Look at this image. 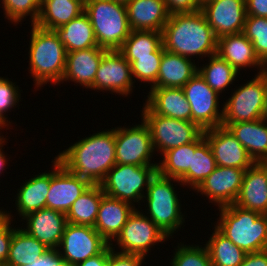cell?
I'll use <instances>...</instances> for the list:
<instances>
[{
  "label": "cell",
  "mask_w": 267,
  "mask_h": 266,
  "mask_svg": "<svg viewBox=\"0 0 267 266\" xmlns=\"http://www.w3.org/2000/svg\"><path fill=\"white\" fill-rule=\"evenodd\" d=\"M54 31L67 53L98 46L92 24L85 12Z\"/></svg>",
  "instance_id": "4dcf8cb0"
},
{
  "label": "cell",
  "mask_w": 267,
  "mask_h": 266,
  "mask_svg": "<svg viewBox=\"0 0 267 266\" xmlns=\"http://www.w3.org/2000/svg\"><path fill=\"white\" fill-rule=\"evenodd\" d=\"M3 208L2 213H0V265H4L6 263L10 243L12 239V224L14 222L11 211H5Z\"/></svg>",
  "instance_id": "7bdbcfd3"
},
{
  "label": "cell",
  "mask_w": 267,
  "mask_h": 266,
  "mask_svg": "<svg viewBox=\"0 0 267 266\" xmlns=\"http://www.w3.org/2000/svg\"><path fill=\"white\" fill-rule=\"evenodd\" d=\"M75 266H108V246L101 253L92 256Z\"/></svg>",
  "instance_id": "681fc988"
},
{
  "label": "cell",
  "mask_w": 267,
  "mask_h": 266,
  "mask_svg": "<svg viewBox=\"0 0 267 266\" xmlns=\"http://www.w3.org/2000/svg\"><path fill=\"white\" fill-rule=\"evenodd\" d=\"M5 136L4 135H0V175H2V173H4L3 170H6L5 169V166L6 164L8 165V161H10L9 156H7V154L5 155L4 153V150L5 149L3 146H5L7 143V141L5 140H8L6 139V137L4 138ZM9 159V160H8Z\"/></svg>",
  "instance_id": "f907efd6"
},
{
  "label": "cell",
  "mask_w": 267,
  "mask_h": 266,
  "mask_svg": "<svg viewBox=\"0 0 267 266\" xmlns=\"http://www.w3.org/2000/svg\"><path fill=\"white\" fill-rule=\"evenodd\" d=\"M3 129V130H2ZM4 131V127L0 124V131ZM2 131L0 132V135H2Z\"/></svg>",
  "instance_id": "9f6ffc18"
},
{
  "label": "cell",
  "mask_w": 267,
  "mask_h": 266,
  "mask_svg": "<svg viewBox=\"0 0 267 266\" xmlns=\"http://www.w3.org/2000/svg\"><path fill=\"white\" fill-rule=\"evenodd\" d=\"M162 44V32L131 30L119 51L131 64L138 57L152 56Z\"/></svg>",
  "instance_id": "8d00e7d4"
},
{
  "label": "cell",
  "mask_w": 267,
  "mask_h": 266,
  "mask_svg": "<svg viewBox=\"0 0 267 266\" xmlns=\"http://www.w3.org/2000/svg\"><path fill=\"white\" fill-rule=\"evenodd\" d=\"M103 195L100 184H91L66 213L67 223L94 227Z\"/></svg>",
  "instance_id": "1f68e13d"
},
{
  "label": "cell",
  "mask_w": 267,
  "mask_h": 266,
  "mask_svg": "<svg viewBox=\"0 0 267 266\" xmlns=\"http://www.w3.org/2000/svg\"><path fill=\"white\" fill-rule=\"evenodd\" d=\"M168 239L170 240L149 217L144 215L139 208H135L110 246L119 253L147 257L151 248L158 246V243H165ZM113 242L117 244L114 245Z\"/></svg>",
  "instance_id": "30bf717a"
},
{
  "label": "cell",
  "mask_w": 267,
  "mask_h": 266,
  "mask_svg": "<svg viewBox=\"0 0 267 266\" xmlns=\"http://www.w3.org/2000/svg\"><path fill=\"white\" fill-rule=\"evenodd\" d=\"M84 12L92 24L98 46L119 50L131 32L126 6L112 0H86Z\"/></svg>",
  "instance_id": "8992f818"
},
{
  "label": "cell",
  "mask_w": 267,
  "mask_h": 266,
  "mask_svg": "<svg viewBox=\"0 0 267 266\" xmlns=\"http://www.w3.org/2000/svg\"><path fill=\"white\" fill-rule=\"evenodd\" d=\"M108 245L94 227L67 223L56 251L63 261L76 265L101 253Z\"/></svg>",
  "instance_id": "4fadbf2b"
},
{
  "label": "cell",
  "mask_w": 267,
  "mask_h": 266,
  "mask_svg": "<svg viewBox=\"0 0 267 266\" xmlns=\"http://www.w3.org/2000/svg\"><path fill=\"white\" fill-rule=\"evenodd\" d=\"M31 27L27 69L31 74L29 76L34 78V88L39 90L49 82L60 86L67 58L65 46L54 30L43 29L35 24H31Z\"/></svg>",
  "instance_id": "3957f363"
},
{
  "label": "cell",
  "mask_w": 267,
  "mask_h": 266,
  "mask_svg": "<svg viewBox=\"0 0 267 266\" xmlns=\"http://www.w3.org/2000/svg\"><path fill=\"white\" fill-rule=\"evenodd\" d=\"M203 134L210 145L217 166L246 170L255 163L227 127L221 125L207 129Z\"/></svg>",
  "instance_id": "ac0fdd59"
},
{
  "label": "cell",
  "mask_w": 267,
  "mask_h": 266,
  "mask_svg": "<svg viewBox=\"0 0 267 266\" xmlns=\"http://www.w3.org/2000/svg\"><path fill=\"white\" fill-rule=\"evenodd\" d=\"M141 118L148 125L155 153L164 152L194 142L203 130L194 122L164 117L152 113L144 104Z\"/></svg>",
  "instance_id": "ba28073f"
},
{
  "label": "cell",
  "mask_w": 267,
  "mask_h": 266,
  "mask_svg": "<svg viewBox=\"0 0 267 266\" xmlns=\"http://www.w3.org/2000/svg\"><path fill=\"white\" fill-rule=\"evenodd\" d=\"M143 103L152 113L191 121V107L182 88H150Z\"/></svg>",
  "instance_id": "7402d4cb"
},
{
  "label": "cell",
  "mask_w": 267,
  "mask_h": 266,
  "mask_svg": "<svg viewBox=\"0 0 267 266\" xmlns=\"http://www.w3.org/2000/svg\"><path fill=\"white\" fill-rule=\"evenodd\" d=\"M214 226L246 253L267 249V219L264 214L235 204L217 208ZM216 224V225H215Z\"/></svg>",
  "instance_id": "5b68a950"
},
{
  "label": "cell",
  "mask_w": 267,
  "mask_h": 266,
  "mask_svg": "<svg viewBox=\"0 0 267 266\" xmlns=\"http://www.w3.org/2000/svg\"><path fill=\"white\" fill-rule=\"evenodd\" d=\"M167 10L172 13L196 12L201 5L196 0H164Z\"/></svg>",
  "instance_id": "f6af8a7d"
},
{
  "label": "cell",
  "mask_w": 267,
  "mask_h": 266,
  "mask_svg": "<svg viewBox=\"0 0 267 266\" xmlns=\"http://www.w3.org/2000/svg\"><path fill=\"white\" fill-rule=\"evenodd\" d=\"M247 16L267 18V0H245Z\"/></svg>",
  "instance_id": "7dc6e473"
},
{
  "label": "cell",
  "mask_w": 267,
  "mask_h": 266,
  "mask_svg": "<svg viewBox=\"0 0 267 266\" xmlns=\"http://www.w3.org/2000/svg\"><path fill=\"white\" fill-rule=\"evenodd\" d=\"M164 49L193 60L201 61L217 52V38L204 13H172L162 31ZM203 58V59H202Z\"/></svg>",
  "instance_id": "7a4b0ae2"
},
{
  "label": "cell",
  "mask_w": 267,
  "mask_h": 266,
  "mask_svg": "<svg viewBox=\"0 0 267 266\" xmlns=\"http://www.w3.org/2000/svg\"><path fill=\"white\" fill-rule=\"evenodd\" d=\"M136 206L117 198L103 195L94 229L110 244L121 232Z\"/></svg>",
  "instance_id": "603a6c76"
},
{
  "label": "cell",
  "mask_w": 267,
  "mask_h": 266,
  "mask_svg": "<svg viewBox=\"0 0 267 266\" xmlns=\"http://www.w3.org/2000/svg\"><path fill=\"white\" fill-rule=\"evenodd\" d=\"M164 50L162 44L152 53V56L138 57L137 60L130 64L134 82L141 81L144 84L148 83L150 88L156 83Z\"/></svg>",
  "instance_id": "f35d334b"
},
{
  "label": "cell",
  "mask_w": 267,
  "mask_h": 266,
  "mask_svg": "<svg viewBox=\"0 0 267 266\" xmlns=\"http://www.w3.org/2000/svg\"><path fill=\"white\" fill-rule=\"evenodd\" d=\"M6 77H0V124L9 130L12 121L8 120V112L19 106L21 91L16 82ZM18 104V105H17ZM17 105V106H16ZM7 112V113H6ZM6 114V115H5ZM10 126V127H9ZM8 127V128H7Z\"/></svg>",
  "instance_id": "b9f144b4"
},
{
  "label": "cell",
  "mask_w": 267,
  "mask_h": 266,
  "mask_svg": "<svg viewBox=\"0 0 267 266\" xmlns=\"http://www.w3.org/2000/svg\"><path fill=\"white\" fill-rule=\"evenodd\" d=\"M84 12V0H41L35 25L55 30Z\"/></svg>",
  "instance_id": "f1b7e54d"
},
{
  "label": "cell",
  "mask_w": 267,
  "mask_h": 266,
  "mask_svg": "<svg viewBox=\"0 0 267 266\" xmlns=\"http://www.w3.org/2000/svg\"><path fill=\"white\" fill-rule=\"evenodd\" d=\"M112 1L126 5L130 0H112Z\"/></svg>",
  "instance_id": "db71d44e"
},
{
  "label": "cell",
  "mask_w": 267,
  "mask_h": 266,
  "mask_svg": "<svg viewBox=\"0 0 267 266\" xmlns=\"http://www.w3.org/2000/svg\"><path fill=\"white\" fill-rule=\"evenodd\" d=\"M115 127L116 164L137 166H158L152 161L155 151L148 125L141 118V124L132 127Z\"/></svg>",
  "instance_id": "8fae6325"
},
{
  "label": "cell",
  "mask_w": 267,
  "mask_h": 266,
  "mask_svg": "<svg viewBox=\"0 0 267 266\" xmlns=\"http://www.w3.org/2000/svg\"><path fill=\"white\" fill-rule=\"evenodd\" d=\"M216 161L208 141L205 139L192 153L191 167L179 178L183 187L195 190L216 168Z\"/></svg>",
  "instance_id": "d590c367"
},
{
  "label": "cell",
  "mask_w": 267,
  "mask_h": 266,
  "mask_svg": "<svg viewBox=\"0 0 267 266\" xmlns=\"http://www.w3.org/2000/svg\"><path fill=\"white\" fill-rule=\"evenodd\" d=\"M145 259L138 254L119 253L108 245V266H142L146 264Z\"/></svg>",
  "instance_id": "ee69618b"
},
{
  "label": "cell",
  "mask_w": 267,
  "mask_h": 266,
  "mask_svg": "<svg viewBox=\"0 0 267 266\" xmlns=\"http://www.w3.org/2000/svg\"><path fill=\"white\" fill-rule=\"evenodd\" d=\"M201 6L209 0H196Z\"/></svg>",
  "instance_id": "11a10c76"
},
{
  "label": "cell",
  "mask_w": 267,
  "mask_h": 266,
  "mask_svg": "<svg viewBox=\"0 0 267 266\" xmlns=\"http://www.w3.org/2000/svg\"><path fill=\"white\" fill-rule=\"evenodd\" d=\"M262 119L267 123V85H266L265 95H264V107L262 111Z\"/></svg>",
  "instance_id": "816d5d0a"
},
{
  "label": "cell",
  "mask_w": 267,
  "mask_h": 266,
  "mask_svg": "<svg viewBox=\"0 0 267 266\" xmlns=\"http://www.w3.org/2000/svg\"><path fill=\"white\" fill-rule=\"evenodd\" d=\"M20 220L27 222L22 229L29 235L49 249L56 250L58 248L67 224L66 214L50 208H42L27 214Z\"/></svg>",
  "instance_id": "d6986e66"
},
{
  "label": "cell",
  "mask_w": 267,
  "mask_h": 266,
  "mask_svg": "<svg viewBox=\"0 0 267 266\" xmlns=\"http://www.w3.org/2000/svg\"><path fill=\"white\" fill-rule=\"evenodd\" d=\"M28 266H75V265L63 261L56 250L49 249L37 261H34L32 264Z\"/></svg>",
  "instance_id": "bcb514c9"
},
{
  "label": "cell",
  "mask_w": 267,
  "mask_h": 266,
  "mask_svg": "<svg viewBox=\"0 0 267 266\" xmlns=\"http://www.w3.org/2000/svg\"><path fill=\"white\" fill-rule=\"evenodd\" d=\"M48 250V247L23 230L22 226L18 228L12 224L9 254L3 266H28Z\"/></svg>",
  "instance_id": "f546056e"
},
{
  "label": "cell",
  "mask_w": 267,
  "mask_h": 266,
  "mask_svg": "<svg viewBox=\"0 0 267 266\" xmlns=\"http://www.w3.org/2000/svg\"><path fill=\"white\" fill-rule=\"evenodd\" d=\"M196 73L195 60L164 50L157 81L151 88H182Z\"/></svg>",
  "instance_id": "4316f807"
},
{
  "label": "cell",
  "mask_w": 267,
  "mask_h": 266,
  "mask_svg": "<svg viewBox=\"0 0 267 266\" xmlns=\"http://www.w3.org/2000/svg\"><path fill=\"white\" fill-rule=\"evenodd\" d=\"M157 172V166L115 164L100 186L105 195L129 202L133 206L137 204L140 208L149 183Z\"/></svg>",
  "instance_id": "52a82bcc"
},
{
  "label": "cell",
  "mask_w": 267,
  "mask_h": 266,
  "mask_svg": "<svg viewBox=\"0 0 267 266\" xmlns=\"http://www.w3.org/2000/svg\"><path fill=\"white\" fill-rule=\"evenodd\" d=\"M51 162V184L46 198V208L66 214L91 183L70 172L56 157Z\"/></svg>",
  "instance_id": "9a60e30c"
},
{
  "label": "cell",
  "mask_w": 267,
  "mask_h": 266,
  "mask_svg": "<svg viewBox=\"0 0 267 266\" xmlns=\"http://www.w3.org/2000/svg\"><path fill=\"white\" fill-rule=\"evenodd\" d=\"M77 141L55 157L70 172L91 184H100L116 164L115 126Z\"/></svg>",
  "instance_id": "6da1fadb"
},
{
  "label": "cell",
  "mask_w": 267,
  "mask_h": 266,
  "mask_svg": "<svg viewBox=\"0 0 267 266\" xmlns=\"http://www.w3.org/2000/svg\"><path fill=\"white\" fill-rule=\"evenodd\" d=\"M23 184V185H22ZM51 184V170L40 172L21 183L15 197L16 214L22 219L27 214L46 208Z\"/></svg>",
  "instance_id": "484cf974"
},
{
  "label": "cell",
  "mask_w": 267,
  "mask_h": 266,
  "mask_svg": "<svg viewBox=\"0 0 267 266\" xmlns=\"http://www.w3.org/2000/svg\"><path fill=\"white\" fill-rule=\"evenodd\" d=\"M246 170L233 167L216 166L215 170L205 178L194 190L205 196L209 203L218 208L234 204L242 185Z\"/></svg>",
  "instance_id": "2e32d148"
},
{
  "label": "cell",
  "mask_w": 267,
  "mask_h": 266,
  "mask_svg": "<svg viewBox=\"0 0 267 266\" xmlns=\"http://www.w3.org/2000/svg\"><path fill=\"white\" fill-rule=\"evenodd\" d=\"M174 248L170 266H213L205 245L180 242Z\"/></svg>",
  "instance_id": "ab89813d"
},
{
  "label": "cell",
  "mask_w": 267,
  "mask_h": 266,
  "mask_svg": "<svg viewBox=\"0 0 267 266\" xmlns=\"http://www.w3.org/2000/svg\"><path fill=\"white\" fill-rule=\"evenodd\" d=\"M125 6L131 30L162 32L170 16L164 0H130Z\"/></svg>",
  "instance_id": "cb8c5ba5"
},
{
  "label": "cell",
  "mask_w": 267,
  "mask_h": 266,
  "mask_svg": "<svg viewBox=\"0 0 267 266\" xmlns=\"http://www.w3.org/2000/svg\"><path fill=\"white\" fill-rule=\"evenodd\" d=\"M211 236L205 242L213 266H239L246 252L237 247L215 226Z\"/></svg>",
  "instance_id": "e575fe53"
},
{
  "label": "cell",
  "mask_w": 267,
  "mask_h": 266,
  "mask_svg": "<svg viewBox=\"0 0 267 266\" xmlns=\"http://www.w3.org/2000/svg\"><path fill=\"white\" fill-rule=\"evenodd\" d=\"M265 171L267 175V158L257 162Z\"/></svg>",
  "instance_id": "f5cc1de1"
},
{
  "label": "cell",
  "mask_w": 267,
  "mask_h": 266,
  "mask_svg": "<svg viewBox=\"0 0 267 266\" xmlns=\"http://www.w3.org/2000/svg\"><path fill=\"white\" fill-rule=\"evenodd\" d=\"M247 83L234 88L231 96L223 100L222 124L246 122L262 118L267 71L256 74Z\"/></svg>",
  "instance_id": "9c48e42d"
},
{
  "label": "cell",
  "mask_w": 267,
  "mask_h": 266,
  "mask_svg": "<svg viewBox=\"0 0 267 266\" xmlns=\"http://www.w3.org/2000/svg\"><path fill=\"white\" fill-rule=\"evenodd\" d=\"M222 126L231 131L255 163L267 158V123L262 118Z\"/></svg>",
  "instance_id": "83f0119b"
},
{
  "label": "cell",
  "mask_w": 267,
  "mask_h": 266,
  "mask_svg": "<svg viewBox=\"0 0 267 266\" xmlns=\"http://www.w3.org/2000/svg\"><path fill=\"white\" fill-rule=\"evenodd\" d=\"M183 184L177 178L165 177L158 172L151 179L142 202L147 208H140L144 215L169 238H173L185 223V213L182 212V204L179 194L175 190ZM175 185H174V184ZM179 197V198H178ZM147 210V211H146ZM146 212V213H145Z\"/></svg>",
  "instance_id": "277c9868"
},
{
  "label": "cell",
  "mask_w": 267,
  "mask_h": 266,
  "mask_svg": "<svg viewBox=\"0 0 267 266\" xmlns=\"http://www.w3.org/2000/svg\"><path fill=\"white\" fill-rule=\"evenodd\" d=\"M206 62L203 66L198 64V73L219 95L227 91V88L229 90L228 86L234 85L235 79L239 78L240 73L218 54L209 56Z\"/></svg>",
  "instance_id": "d6a6232c"
},
{
  "label": "cell",
  "mask_w": 267,
  "mask_h": 266,
  "mask_svg": "<svg viewBox=\"0 0 267 266\" xmlns=\"http://www.w3.org/2000/svg\"><path fill=\"white\" fill-rule=\"evenodd\" d=\"M242 33L252 42L256 55L267 66V18L246 16Z\"/></svg>",
  "instance_id": "60d3db41"
},
{
  "label": "cell",
  "mask_w": 267,
  "mask_h": 266,
  "mask_svg": "<svg viewBox=\"0 0 267 266\" xmlns=\"http://www.w3.org/2000/svg\"><path fill=\"white\" fill-rule=\"evenodd\" d=\"M185 97L191 107V122L203 131L222 125L223 104L220 109V95L211 89L206 81L196 73L183 87Z\"/></svg>",
  "instance_id": "7c38bea8"
},
{
  "label": "cell",
  "mask_w": 267,
  "mask_h": 266,
  "mask_svg": "<svg viewBox=\"0 0 267 266\" xmlns=\"http://www.w3.org/2000/svg\"><path fill=\"white\" fill-rule=\"evenodd\" d=\"M239 266H267V249L259 252L247 253Z\"/></svg>",
  "instance_id": "c3c4849f"
},
{
  "label": "cell",
  "mask_w": 267,
  "mask_h": 266,
  "mask_svg": "<svg viewBox=\"0 0 267 266\" xmlns=\"http://www.w3.org/2000/svg\"><path fill=\"white\" fill-rule=\"evenodd\" d=\"M201 11L217 39L243 31L247 16L245 0H209Z\"/></svg>",
  "instance_id": "e0dca14e"
},
{
  "label": "cell",
  "mask_w": 267,
  "mask_h": 266,
  "mask_svg": "<svg viewBox=\"0 0 267 266\" xmlns=\"http://www.w3.org/2000/svg\"><path fill=\"white\" fill-rule=\"evenodd\" d=\"M239 73L244 68H257V75L267 71V66L256 55L252 42L241 32L217 39V52Z\"/></svg>",
  "instance_id": "ffe728a7"
},
{
  "label": "cell",
  "mask_w": 267,
  "mask_h": 266,
  "mask_svg": "<svg viewBox=\"0 0 267 266\" xmlns=\"http://www.w3.org/2000/svg\"><path fill=\"white\" fill-rule=\"evenodd\" d=\"M0 2L4 18L14 26L22 24L23 19L26 21L28 16L31 24H35L39 17L41 0H0Z\"/></svg>",
  "instance_id": "74e56055"
},
{
  "label": "cell",
  "mask_w": 267,
  "mask_h": 266,
  "mask_svg": "<svg viewBox=\"0 0 267 266\" xmlns=\"http://www.w3.org/2000/svg\"><path fill=\"white\" fill-rule=\"evenodd\" d=\"M130 63L119 50H107L97 69L93 90L109 94L131 96L135 88Z\"/></svg>",
  "instance_id": "5bb4252c"
},
{
  "label": "cell",
  "mask_w": 267,
  "mask_h": 266,
  "mask_svg": "<svg viewBox=\"0 0 267 266\" xmlns=\"http://www.w3.org/2000/svg\"><path fill=\"white\" fill-rule=\"evenodd\" d=\"M205 140L202 133L194 142L164 152L158 162L157 171L165 177L179 179L191 167L192 153Z\"/></svg>",
  "instance_id": "836d02e7"
},
{
  "label": "cell",
  "mask_w": 267,
  "mask_h": 266,
  "mask_svg": "<svg viewBox=\"0 0 267 266\" xmlns=\"http://www.w3.org/2000/svg\"><path fill=\"white\" fill-rule=\"evenodd\" d=\"M234 204L260 214L267 211V175L258 163L246 169Z\"/></svg>",
  "instance_id": "d4e9b609"
},
{
  "label": "cell",
  "mask_w": 267,
  "mask_h": 266,
  "mask_svg": "<svg viewBox=\"0 0 267 266\" xmlns=\"http://www.w3.org/2000/svg\"><path fill=\"white\" fill-rule=\"evenodd\" d=\"M107 49L99 46L67 53L66 65L60 82H73L80 87L93 90L94 78Z\"/></svg>",
  "instance_id": "44dd1931"
}]
</instances>
